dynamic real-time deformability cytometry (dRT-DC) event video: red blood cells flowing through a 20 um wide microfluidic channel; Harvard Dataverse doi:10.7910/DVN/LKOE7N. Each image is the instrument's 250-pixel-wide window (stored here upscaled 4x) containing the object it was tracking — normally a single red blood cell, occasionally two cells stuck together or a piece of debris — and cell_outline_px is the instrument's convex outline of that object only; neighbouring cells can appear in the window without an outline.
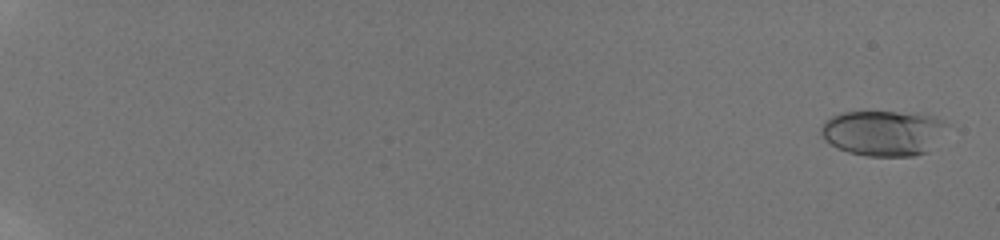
{"species": "human", "species_latin": "Homo sapiens", "temperature_condition": "room temperature", "stored_images_in_passage": 18, "camera_frame_rate_fps": 3000, "um_per_image_px": 0.085, "donor": {"sex": "male"}, "frame": {"image": 1, "passage_image": 2, "time_ms": 0.333, "image_size_px": [1000, 240], "cell_outline_px": [[948, 124], [928, 152], [912, 156], [868, 156], [848, 152], [824, 140], [820, 132], [820, 128], [824, 120], [840, 112], [916, 112], [936, 116], [944, 120]], "centroid_in_image_um": [75.07, 11.28], "position_along_channel_um": 9.9, "area_um2": 33.52}}